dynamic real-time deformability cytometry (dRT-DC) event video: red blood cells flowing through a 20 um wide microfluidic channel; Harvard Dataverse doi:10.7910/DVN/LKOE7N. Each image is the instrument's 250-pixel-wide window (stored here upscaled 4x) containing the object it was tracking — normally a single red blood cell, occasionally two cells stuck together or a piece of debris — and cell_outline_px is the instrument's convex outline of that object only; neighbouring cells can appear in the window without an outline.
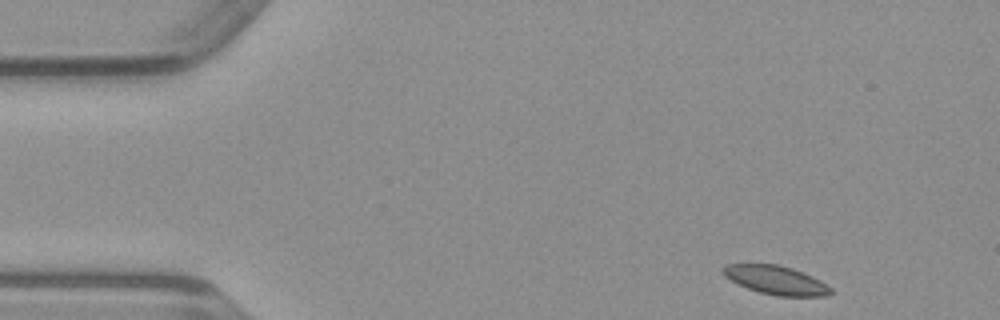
{"species": "common noctule bat (a hibernating species)", "species_latin": "Nyctalus noctula", "temperature_condition": "warm", "stored_images_in_passage": 46, "camera_frame_rate_fps": 3000, "um_per_image_px": 0.085, "animal": {"sex": "male", "body_mass_g": 23.1, "forearm_length_mm": 52.7}, "frame": {"image": 1, "passage_image": 1, "time_ms": 0.0, "image_size_px": [1000, 320], "cell_outline_px": [[832, 292], [828, 296], [776, 296], [760, 292], [736, 284], [724, 276], [720, 268], [724, 264], [780, 264], [792, 268], [812, 276], [820, 280], [832, 288]], "centroid_in_image_um": [65.92, 23.8], "position_along_channel_um": 19.1, "area_um2": 18.21}}
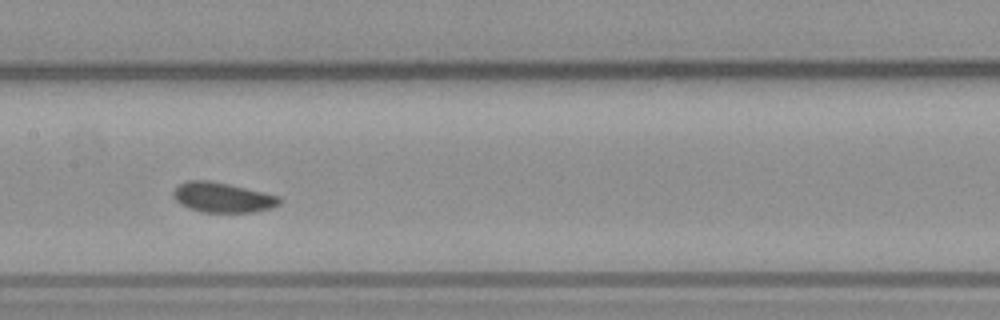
{"frame": {"image": 2, "passage_image": 20, "time_ms": 6.333, "image_size_px": [1000, 320], "cell_outline_px": [[284, 200], [280, 204], [272, 208], [252, 212], [200, 212], [180, 204], [172, 196], [172, 192], [180, 184], [188, 180], [208, 180], [228, 184], [280, 196]], "centroid_in_image_um": [18.94, 16.79], "position_along_channel_um": 188.5, "area_um2": 18.55}}
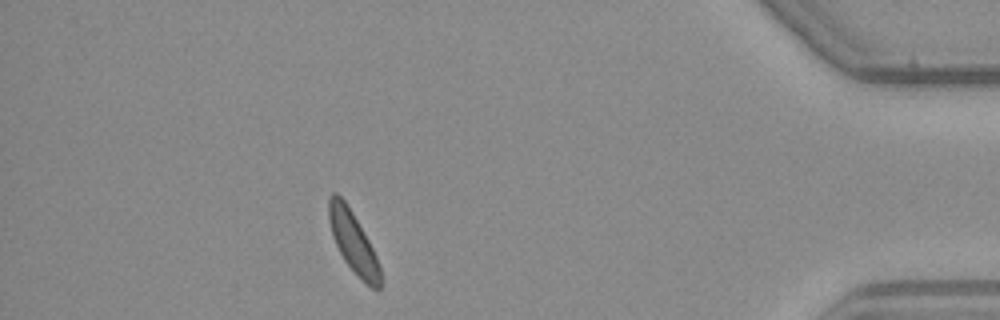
{"frame": {"image": 3, "passage_image": 40, "time_ms": 13.0, "image_size_px": [1000, 320], "cell_outline_px": [[380, 288], [372, 288], [344, 260], [332, 236], [328, 220], [328, 196], [332, 192], [336, 192], [344, 200], [352, 212], [368, 240], [376, 256], [380, 268]], "centroid_in_image_um": [29.97, 20.49], "position_along_channel_um": 405.2, "area_um2": 17.74}}